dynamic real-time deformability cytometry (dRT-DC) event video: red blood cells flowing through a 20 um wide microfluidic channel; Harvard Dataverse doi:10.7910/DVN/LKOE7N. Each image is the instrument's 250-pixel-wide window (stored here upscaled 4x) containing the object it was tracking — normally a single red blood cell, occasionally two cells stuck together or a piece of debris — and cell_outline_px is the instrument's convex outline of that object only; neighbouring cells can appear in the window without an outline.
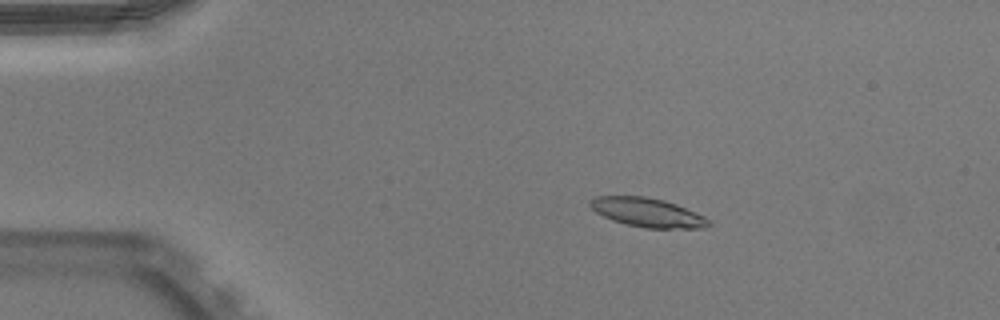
{"species": "Egyptian fruit bat (a non-hibernating species)", "species_latin": "Rousettus aegyptiacus", "temperature_condition": "warm", "stored_images_in_passage": 46, "camera_frame_rate_fps": 3000, "um_per_image_px": 0.085, "animal": {"sex": "male"}, "frame": {"image": 1, "passage_image": 4, "time_ms": 1.0, "image_size_px": [1000, 320], "cell_outline_px": [[712, 224], [704, 228], [644, 228], [612, 220], [596, 212], [588, 204], [588, 200], [596, 196], [644, 196], [664, 200], [676, 204], [704, 216]], "centroid_in_image_um": [55.02, 18.05], "position_along_channel_um": 30.0, "area_um2": 19.94}}
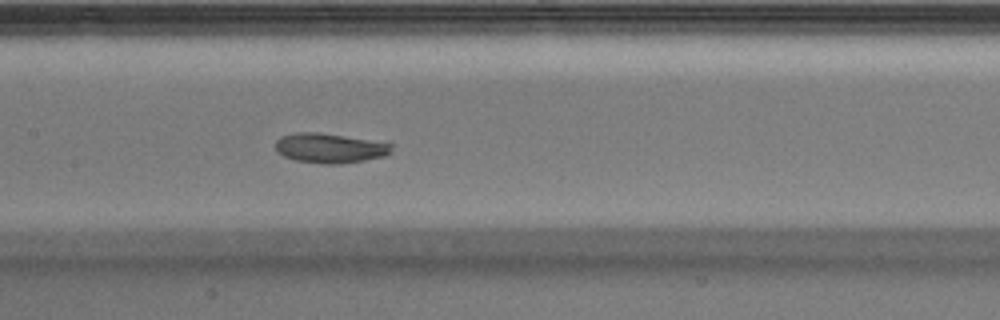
{"frame": {"image": 2, "passage_image": 20, "time_ms": 6.333, "image_size_px": [1000, 320], "cell_outline_px": [[392, 148], [384, 156], [364, 160], [340, 164], [320, 164], [296, 160], [284, 156], [276, 152], [276, 140], [280, 136], [296, 132], [320, 132], [392, 140]], "centroid_in_image_um": [28.12, 12.55], "position_along_channel_um": 179.3, "area_um2": 20.98}}
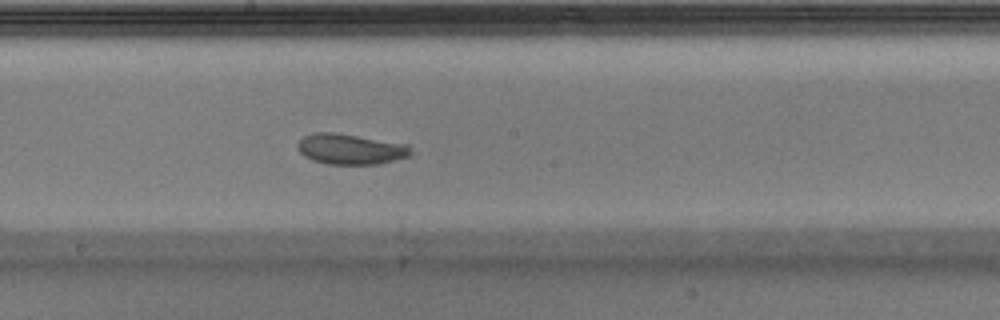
{"frame": {"image": 3, "passage_image": 23, "time_ms": 7.333, "image_size_px": [1000, 320], "cell_outline_px": [[412, 156], [380, 164], [328, 164], [312, 160], [304, 156], [300, 152], [296, 144], [304, 136], [316, 132], [332, 132], [408, 144]], "centroid_in_image_um": [29.8, 12.68], "position_along_channel_um": 218.4, "area_um2": 20.11}, "authors_computed_cell_mechanics": {"area_um2": 20.3745, "velocity_mm_per_s": 3.9186, "shape_relaxation_time_tau1_ms": 2.3884, "shape_relaxation_time_tau2_ms": 2.7155, "deformation_change_tau1": 0.1241, "deformation_change_tau2": 0.064}}